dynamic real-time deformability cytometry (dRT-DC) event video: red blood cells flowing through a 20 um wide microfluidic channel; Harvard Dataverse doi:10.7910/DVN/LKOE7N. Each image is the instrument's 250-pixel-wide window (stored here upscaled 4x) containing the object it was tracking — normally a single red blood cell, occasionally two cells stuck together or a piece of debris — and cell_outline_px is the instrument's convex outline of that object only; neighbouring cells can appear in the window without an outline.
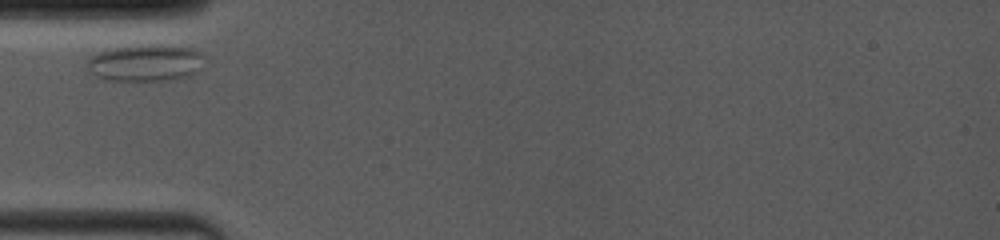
{"species": "common noctule bat (a hibernating species)", "species_latin": "Nyctalus noctula", "temperature_condition": "room temperature", "stored_images_in_passage": 11, "camera_frame_rate_fps": 4000, "um_per_image_px": 0.085, "animal": {"sex": "female", "body_mass_g": 19.0, "forearm_length_mm": 53.3}, "frame": {"image": 1, "passage_image": 1, "time_ms": 0.0, "image_size_px": [1000, 240], "cell_outline_px": [[204, 56], [200, 72], [188, 76], [164, 80], [108, 80], [96, 76], [88, 68], [88, 60], [92, 56], [100, 52], [112, 48], [136, 44], [160, 44], [196, 48], [204, 52]], "centroid_in_image_um": [12.45, 5.31], "position_along_channel_um": 72.5, "area_um2": 25.49}}
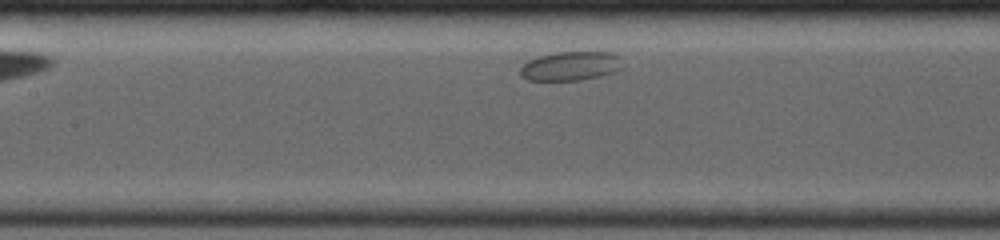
{"frame": {"image": 2, "passage_image": 7, "time_ms": 2.5, "image_size_px": [1000, 240], "cell_outline_px": [[624, 68], [616, 72], [600, 76], [580, 80], [528, 80], [520, 76], [520, 68], [528, 60], [540, 56], [556, 52], [612, 52], [620, 56]], "centroid_in_image_um": [48.55, 5.61], "position_along_channel_um": 158.8, "area_um2": 17.51}}
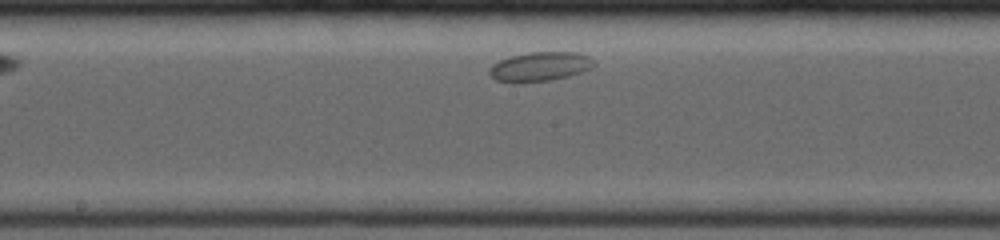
{"frame": {"image": 3, "passage_image": 10, "time_ms": 3.75, "image_size_px": [1000, 240], "cell_outline_px": [[596, 64], [592, 68], [568, 76], [548, 80], [516, 84], [512, 84], [496, 80], [488, 72], [488, 68], [492, 64], [500, 60], [512, 56], [528, 52], [580, 52], [588, 56]], "centroid_in_image_um": [45.86, 5.67], "position_along_channel_um": 202.3, "area_um2": 18.03}}